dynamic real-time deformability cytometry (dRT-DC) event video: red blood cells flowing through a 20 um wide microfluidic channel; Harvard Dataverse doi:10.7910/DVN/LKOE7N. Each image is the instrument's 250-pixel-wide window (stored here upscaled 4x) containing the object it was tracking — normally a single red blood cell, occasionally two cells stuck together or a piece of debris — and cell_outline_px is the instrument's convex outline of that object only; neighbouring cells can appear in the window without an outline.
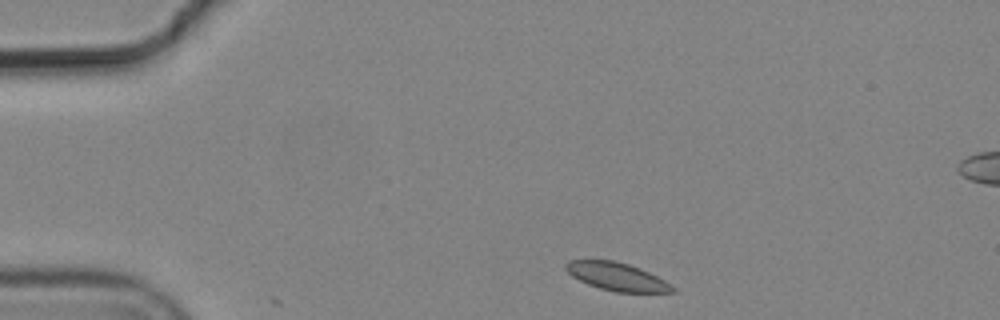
{"species": "common noctule bat (a hibernating species)", "species_latin": "Nyctalus noctula", "temperature_condition": "cold", "stored_images_in_passage": 3, "camera_frame_rate_fps": 3000, "um_per_image_px": 0.085, "animal": {"sex": "male", "body_mass_g": 19.2, "forearm_length_mm": 51.8}, "frame": {"image": 1, "passage_image": 1, "time_ms": 0.0, "image_size_px": [1000, 320], "cell_outline_px": [[680, 292], [616, 292], [600, 288], [588, 284], [572, 276], [564, 268], [564, 264], [568, 260], [616, 260], [640, 268], [664, 280], [676, 288]], "centroid_in_image_um": [52.44, 23.51], "position_along_channel_um": 32.6, "area_um2": 17.4}}